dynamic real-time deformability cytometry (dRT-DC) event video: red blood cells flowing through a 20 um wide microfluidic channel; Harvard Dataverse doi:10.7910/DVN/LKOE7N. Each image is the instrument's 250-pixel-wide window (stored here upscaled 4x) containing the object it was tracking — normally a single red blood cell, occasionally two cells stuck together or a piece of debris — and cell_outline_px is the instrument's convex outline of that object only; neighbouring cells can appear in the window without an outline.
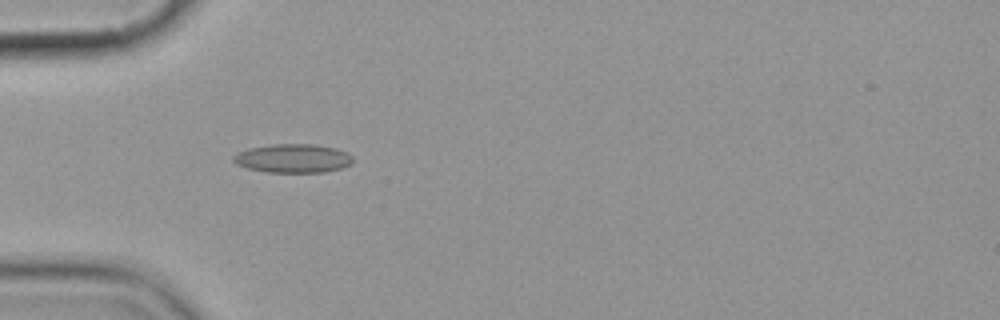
{"species": "common noctule bat (a hibernating species)", "species_latin": "Nyctalus noctula", "temperature_condition": "cold", "stored_images_in_passage": 1, "camera_frame_rate_fps": 3000, "um_per_image_px": 0.085, "animal": {"sex": "female", "body_mass_g": 19.9}, "frame": {"image": 1, "passage_image": 1, "time_ms": 0.0, "image_size_px": [1000, 320], "cell_outline_px": [[352, 164], [340, 168], [324, 172], [264, 172], [248, 168], [236, 164], [232, 160], [232, 156], [236, 152], [248, 148], [272, 144], [312, 144], [336, 148], [348, 152], [352, 156]], "centroid_in_image_um": [24.88, 13.45], "position_along_channel_um": 60.1, "area_um2": 20.17}}